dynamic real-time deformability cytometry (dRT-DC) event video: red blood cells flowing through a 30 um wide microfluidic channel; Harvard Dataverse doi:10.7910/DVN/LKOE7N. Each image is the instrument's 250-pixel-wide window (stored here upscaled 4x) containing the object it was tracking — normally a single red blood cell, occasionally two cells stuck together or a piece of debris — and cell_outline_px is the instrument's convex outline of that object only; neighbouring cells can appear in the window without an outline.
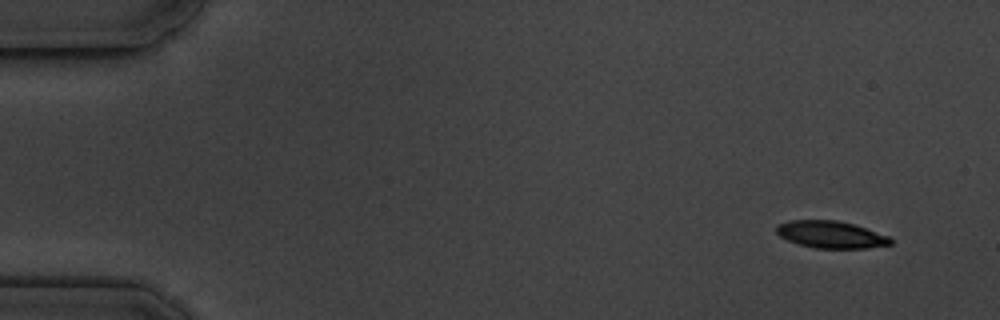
{"species": "common noctule bat (a hibernating species)", "species_latin": "Nyctalus noctula", "temperature_condition": "cold", "stored_images_in_passage": 16, "camera_frame_rate_fps": 3000, "um_per_image_px": 0.085, "animal": {"sex": "male", "body_mass_g": 19.5, "forearm_length_mm": 54.6}, "frame": {"image": 1, "passage_image": 1, "time_ms": 0.0, "image_size_px": [1000, 320], "cell_outline_px": [[892, 244], [868, 248], [816, 248], [800, 244], [788, 240], [780, 236], [776, 232], [776, 224], [788, 220], [836, 220], [852, 224], [888, 236], [892, 240]], "centroid_in_image_um": [70.59, 19.93], "position_along_channel_um": 14.4, "area_um2": 17.86}}
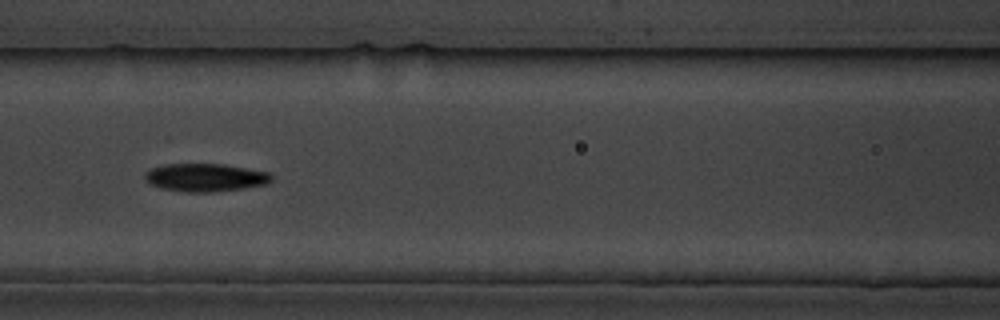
{"frame": {"image": 2, "passage_image": 7, "time_ms": 7.0, "image_size_px": [1000, 320], "cell_outline_px": [[272, 180], [268, 184], [244, 188], [212, 192], [184, 192], [160, 188], [148, 184], [144, 180], [144, 172], [152, 168], [164, 164], [224, 164], [268, 172], [272, 176]], "centroid_in_image_um": [17.41, 15.09], "position_along_channel_um": 149.2, "area_um2": 20.87}}
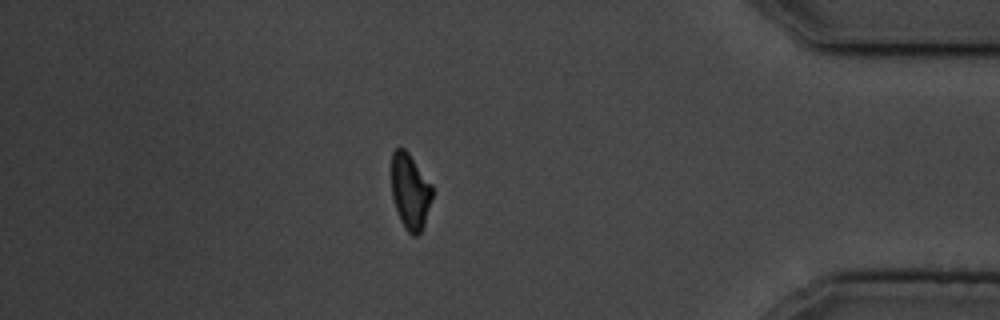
{"frame": {"image": 3, "passage_image": 14, "time_ms": 15.0, "image_size_px": [1000, 320], "cell_outline_px": [[432, 196], [424, 224], [420, 232], [416, 236], [412, 236], [404, 228], [400, 220], [392, 196], [392, 152], [396, 148], [404, 148], [408, 152], [432, 184]], "centroid_in_image_um": [34.86, 16.27], "position_along_channel_um": 400.3, "area_um2": 17.86}, "authors_computed_cell_mechanics": {"area_um2": 19.6231, "velocity_mm_per_s": 3.5786, "shape_relaxation_time_tau1_ms": 2.6555, "shape_relaxation_time_tau2_ms": null, "deformation_change_tau1": 0.0814, "deformation_change_tau2": null}}